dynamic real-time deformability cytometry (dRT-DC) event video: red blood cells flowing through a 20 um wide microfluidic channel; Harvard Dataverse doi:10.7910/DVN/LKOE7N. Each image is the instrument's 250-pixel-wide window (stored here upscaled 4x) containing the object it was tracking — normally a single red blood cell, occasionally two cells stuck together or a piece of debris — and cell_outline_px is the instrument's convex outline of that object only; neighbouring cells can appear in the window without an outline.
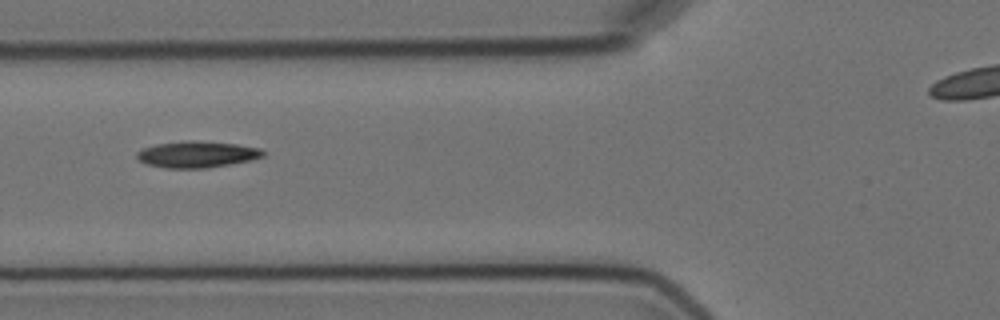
{"species": "Egyptian fruit bat (a non-hibernating species)", "species_latin": "Rousettus aegyptiacus", "temperature_condition": "cold", "stored_images_in_passage": 2, "camera_frame_rate_fps": 3000, "um_per_image_px": 0.085, "animal": {"sex": "female"}, "frame": {"image": 1, "passage_image": 2, "time_ms": 1.333, "image_size_px": [1000, 320], "cell_outline_px": [[264, 156], [252, 160], [208, 168], [168, 168], [148, 164], [140, 160], [136, 156], [136, 152], [140, 148], [156, 144], [188, 140], [192, 140], [236, 144], [260, 148], [264, 152]], "centroid_in_image_um": [16.74, 13.12], "position_along_channel_um": 109.1, "area_um2": 19.42}}